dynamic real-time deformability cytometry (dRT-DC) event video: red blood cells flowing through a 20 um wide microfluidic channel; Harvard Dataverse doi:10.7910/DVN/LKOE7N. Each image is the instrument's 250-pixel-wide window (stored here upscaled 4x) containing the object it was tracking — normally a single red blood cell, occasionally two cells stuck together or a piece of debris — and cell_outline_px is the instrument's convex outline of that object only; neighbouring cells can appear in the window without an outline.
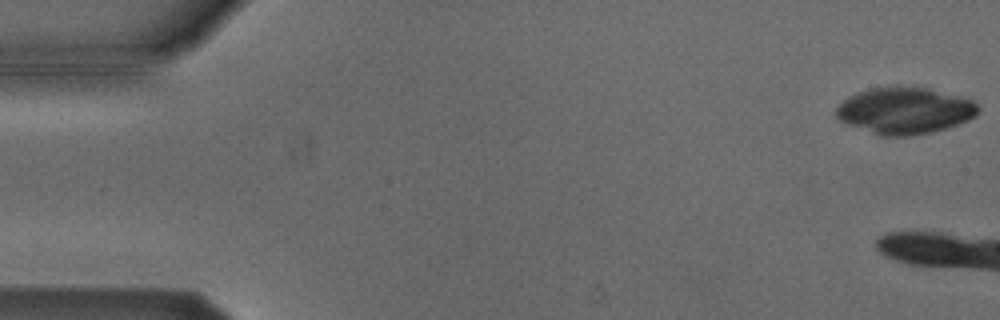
{"species": "Egyptian fruit bat (a non-hibernating species)", "species_latin": "Rousettus aegyptiacus", "temperature_condition": "cold", "stored_images_in_passage": 10, "camera_frame_rate_fps": 3000, "um_per_image_px": 0.085, "animal": {"sex": "male"}, "frame": {"image": 1, "passage_image": 1, "time_ms": 0.0, "image_size_px": [1000, 320], "cell_outline_px": [[980, 108], [976, 116], [968, 120], [944, 128], [928, 132], [908, 136], [880, 136], [848, 124], [840, 120], [836, 116], [836, 108], [844, 100], [860, 92], [872, 88], [896, 84], [900, 84], [928, 88], [964, 96], [972, 100]], "centroid_in_image_um": [76.93, 9.37], "position_along_channel_um": 8.1, "area_um2": 38.73}}
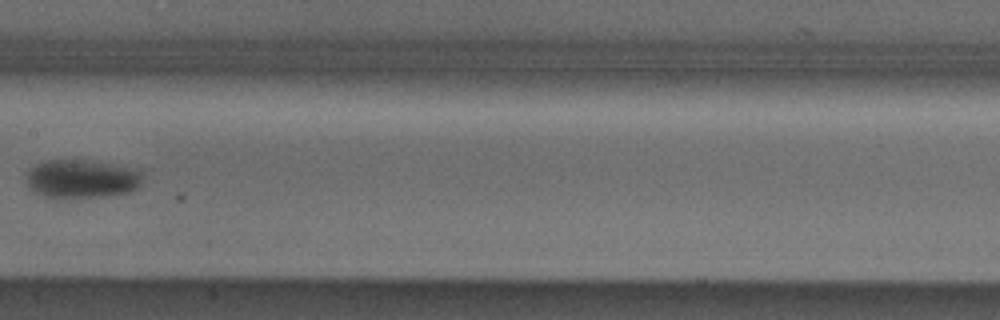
{"frame": {"image": 2, "passage_image": 9, "time_ms": 2.667, "image_size_px": [1000, 320], "cell_outline_px": [[140, 184], [136, 188], [128, 192], [104, 196], [44, 196], [28, 188], [28, 172], [36, 164], [48, 160], [84, 160], [136, 168], [140, 172]], "centroid_in_image_um": [6.95, 15.18], "position_along_channel_um": 200.5, "area_um2": 25.26}}
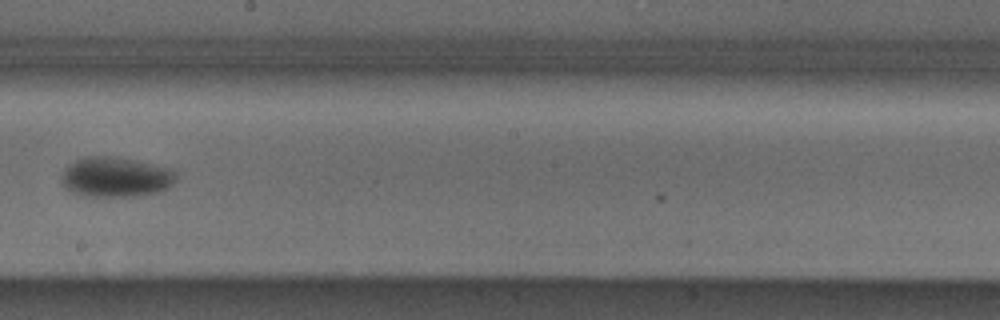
{"frame": {"image": 3, "passage_image": 10, "time_ms": 3.0, "image_size_px": [1000, 320], "cell_outline_px": [[176, 180], [168, 188], [160, 192], [140, 196], [80, 196], [64, 188], [64, 172], [68, 164], [76, 160], [88, 156], [112, 156], [172, 168], [176, 172]], "centroid_in_image_um": [9.88, 15.06], "position_along_channel_um": 238.3, "area_um2": 26.7}}